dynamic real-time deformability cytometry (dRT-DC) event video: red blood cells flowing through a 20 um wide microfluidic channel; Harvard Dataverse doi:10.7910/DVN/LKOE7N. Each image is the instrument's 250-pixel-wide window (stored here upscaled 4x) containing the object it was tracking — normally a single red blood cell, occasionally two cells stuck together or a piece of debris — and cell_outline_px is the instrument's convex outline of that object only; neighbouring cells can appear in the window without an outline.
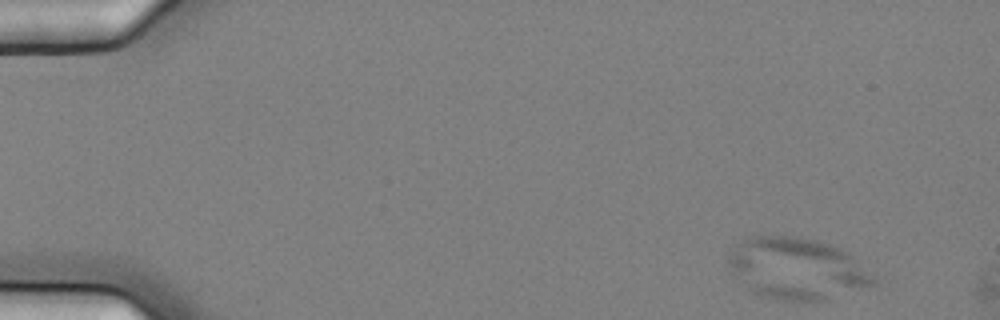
{"species": "common noctule bat (a hibernating species)", "species_latin": "Nyctalus noctula", "temperature_condition": "cold", "stored_images_in_passage": 4, "camera_frame_rate_fps": 3000, "um_per_image_px": 0.085, "animal": {"sex": "female", "body_mass_g": 25.1}, "frame": {"image": 1, "passage_image": 1, "time_ms": 0.0, "image_size_px": [1000, 320], "cell_outline_px": [[876, 284], [824, 300], [784, 300], [760, 296], [752, 292], [732, 272], [728, 264], [728, 256], [748, 236], [796, 236], [816, 240], [840, 248], [848, 252], [876, 280]], "centroid_in_image_um": [67.72, 22.83], "position_along_channel_um": 17.3, "area_um2": 51.21}}